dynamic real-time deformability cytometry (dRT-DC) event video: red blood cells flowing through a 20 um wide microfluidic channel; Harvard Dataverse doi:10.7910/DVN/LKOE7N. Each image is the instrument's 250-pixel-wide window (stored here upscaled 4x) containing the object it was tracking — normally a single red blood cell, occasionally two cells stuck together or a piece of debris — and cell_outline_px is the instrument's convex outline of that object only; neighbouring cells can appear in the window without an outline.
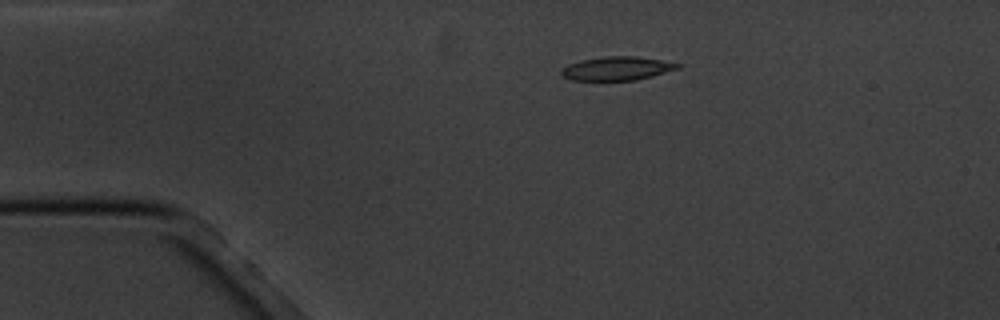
{"species": "common noctule bat (a hibernating species)", "species_latin": "Nyctalus noctula", "temperature_condition": "cold", "stored_images_in_passage": 16, "camera_frame_rate_fps": 3000, "um_per_image_px": 0.085, "animal": {"sex": "male", "body_mass_g": 20.1, "forearm_length_mm": 53.5}, "frame": {"image": 1, "passage_image": 3, "time_ms": 2.333, "image_size_px": [1000, 320], "cell_outline_px": [[684, 64], [680, 68], [652, 76], [636, 80], [572, 80], [560, 76], [560, 72], [568, 64], [580, 60], [600, 56], [636, 56]], "centroid_in_image_um": [52.44, 5.81], "position_along_channel_um": 32.6, "area_um2": 16.18}}
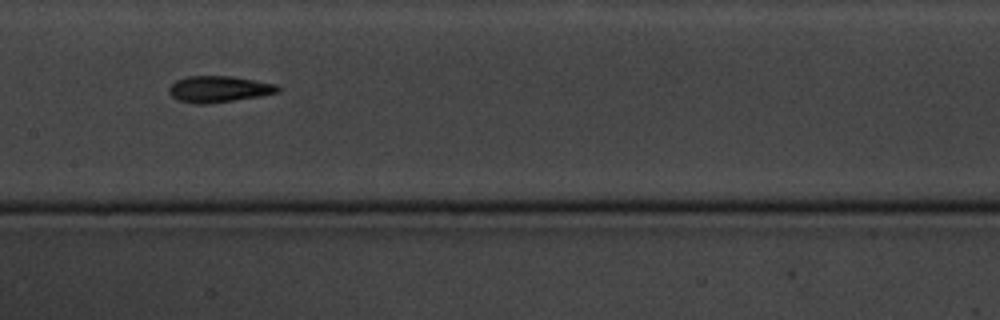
{"frame": {"image": 2, "passage_image": 8, "time_ms": 8.0, "image_size_px": [1000, 320], "cell_outline_px": [[280, 92], [260, 96], [204, 104], [196, 104], [176, 100], [168, 92], [168, 88], [176, 80], [188, 76], [232, 76], [276, 84], [280, 88]], "centroid_in_image_um": [18.58, 7.57], "position_along_channel_um": 188.8, "area_um2": 16.65}}
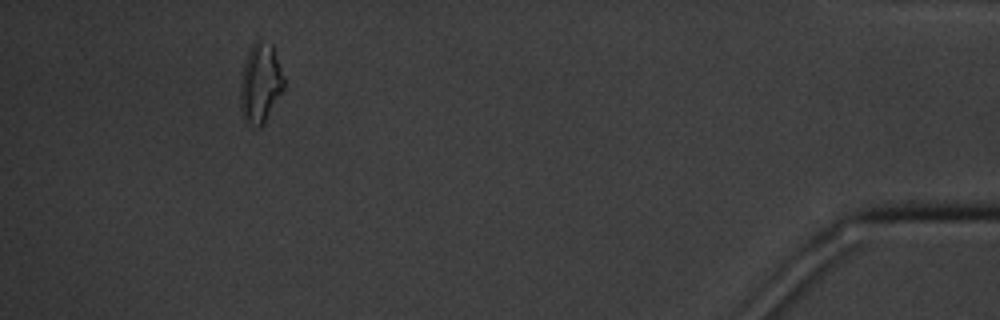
{"frame": {"image": 3, "passage_image": 15, "time_ms": 16.333, "image_size_px": [1000, 320], "cell_outline_px": [[284, 88], [264, 124], [260, 128], [244, 120], [240, 108], [240, 84], [244, 64], [248, 52], [252, 44], [256, 40], [272, 44], [284, 76]], "centroid_in_image_um": [22.13, 7.09], "position_along_channel_um": 413.1, "area_um2": 20.11}, "authors_computed_cell_mechanics": {"area_um2": 16.3285, "velocity_mm_per_s": 3.4514, "shape_relaxation_time_tau1_ms": 3.6915, "shape_relaxation_time_tau2_ms": 5.6366, "deformation_change_tau1": 0.155, "deformation_change_tau2": 0.165}}